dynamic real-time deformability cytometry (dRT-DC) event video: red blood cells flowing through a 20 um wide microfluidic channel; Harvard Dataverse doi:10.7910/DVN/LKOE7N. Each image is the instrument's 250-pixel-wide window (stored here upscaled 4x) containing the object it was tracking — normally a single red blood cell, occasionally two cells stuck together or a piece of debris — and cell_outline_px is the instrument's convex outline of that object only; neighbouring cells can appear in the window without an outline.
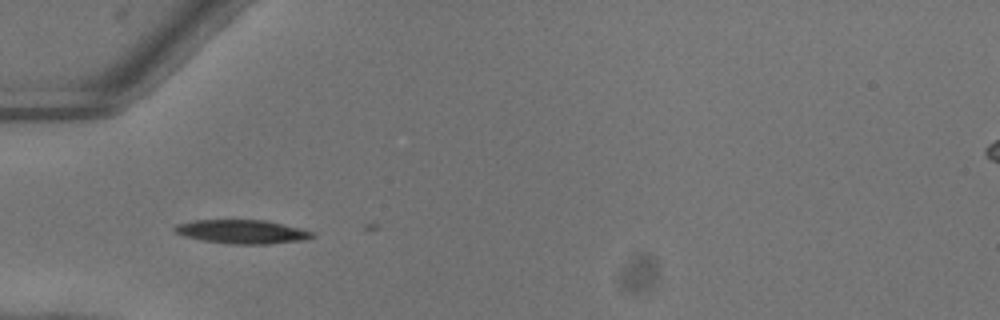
{"species": "common noctule bat (a hibernating species)", "species_latin": "Nyctalus noctula", "temperature_condition": "warm", "stored_images_in_passage": 2, "camera_frame_rate_fps": 3000, "um_per_image_px": 0.085, "animal": {"sex": "female"}, "frame": {"image": 1, "passage_image": 1, "time_ms": 0.0, "image_size_px": [1000, 320], "cell_outline_px": [[312, 236], [304, 240], [268, 244], [228, 244], [200, 240], [184, 236], [176, 232], [172, 228], [176, 224], [192, 220], [264, 220], [300, 228], [312, 232]], "centroid_in_image_um": [20.5, 19.7], "position_along_channel_um": 64.5, "area_um2": 19.02}}